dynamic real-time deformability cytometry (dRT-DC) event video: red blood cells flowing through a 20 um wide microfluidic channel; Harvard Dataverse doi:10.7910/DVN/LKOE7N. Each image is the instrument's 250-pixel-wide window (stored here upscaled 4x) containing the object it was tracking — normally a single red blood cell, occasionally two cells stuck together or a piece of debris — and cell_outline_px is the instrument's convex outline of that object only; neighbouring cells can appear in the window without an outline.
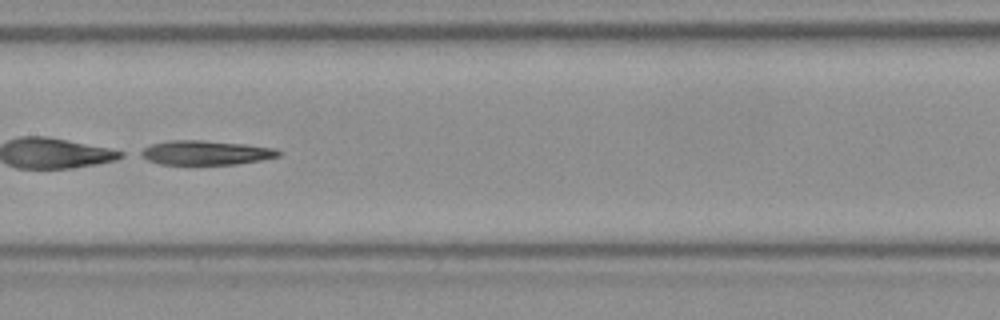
{"species": "Egyptian fruit bat (a non-hibernating species)", "species_latin": "Rousettus aegyptiacus", "temperature_condition": "room temperature", "stored_images_in_passage": 36, "camera_frame_rate_fps": 3000, "um_per_image_px": 0.085, "frame": {"image": 1, "passage_image": 11, "time_ms": 3.333, "image_size_px": [1000, 320], "cell_outline_px": [[284, 152], [280, 156], [260, 160], [236, 164], [160, 164], [148, 160], [140, 156], [136, 152], [152, 144], [168, 140], [204, 140], [244, 144], [276, 148]], "centroid_in_image_um": [17.49, 12.97], "position_along_channel_um": 189.9, "area_um2": 19.65}}